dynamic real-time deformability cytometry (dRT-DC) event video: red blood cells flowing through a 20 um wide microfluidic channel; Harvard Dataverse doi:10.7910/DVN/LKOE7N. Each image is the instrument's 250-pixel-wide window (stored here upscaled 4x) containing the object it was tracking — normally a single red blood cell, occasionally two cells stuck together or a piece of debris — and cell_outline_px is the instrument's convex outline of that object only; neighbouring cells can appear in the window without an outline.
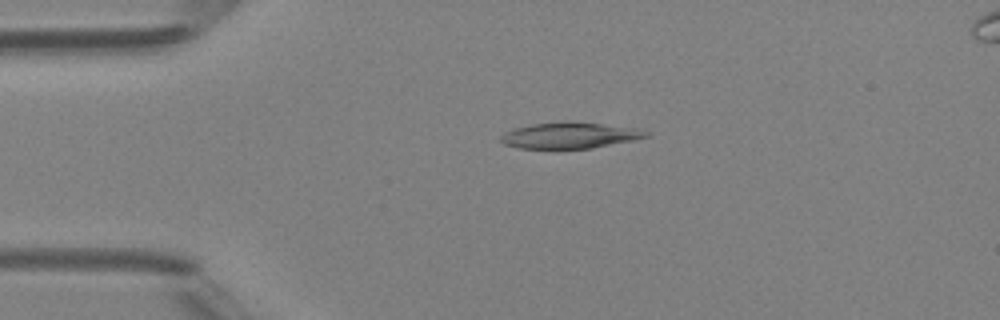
{"species": "Egyptian fruit bat (a non-hibernating species)", "species_latin": "Rousettus aegyptiacus", "temperature_condition": "room temperature", "stored_images_in_passage": 4, "camera_frame_rate_fps": 3000, "um_per_image_px": 0.085, "animal": {"sex": "female"}, "frame": {"image": 1, "passage_image": 2, "time_ms": 1.0, "image_size_px": [1000, 320], "cell_outline_px": [[652, 136], [636, 140], [592, 148], [520, 148], [504, 144], [500, 140], [500, 136], [504, 132], [516, 128], [532, 124], [564, 120], [572, 120], [636, 128], [648, 132]], "centroid_in_image_um": [48.47, 11.49], "position_along_channel_um": 36.5, "area_um2": 22.37}}